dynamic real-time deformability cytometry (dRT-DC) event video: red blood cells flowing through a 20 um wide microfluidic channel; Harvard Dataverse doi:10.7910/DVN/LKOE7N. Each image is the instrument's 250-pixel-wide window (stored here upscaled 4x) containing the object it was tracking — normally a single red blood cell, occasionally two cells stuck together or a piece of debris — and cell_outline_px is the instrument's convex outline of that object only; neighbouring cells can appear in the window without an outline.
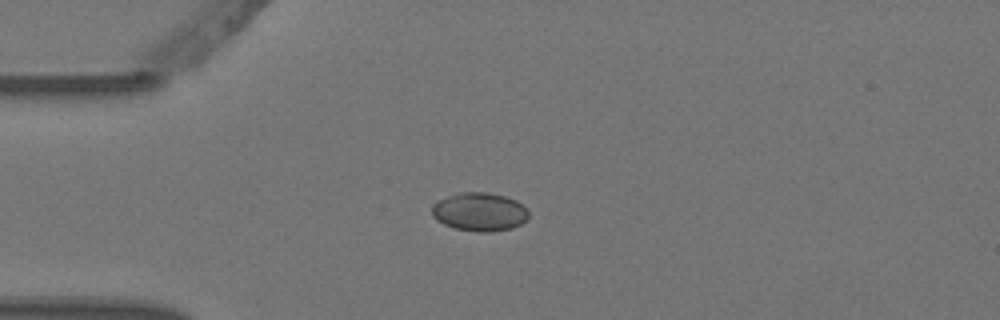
{"species": "Egyptian fruit bat (a non-hibernating species)", "species_latin": "Rousettus aegyptiacus", "temperature_condition": "warm", "stored_images_in_passage": 2, "camera_frame_rate_fps": 3000, "um_per_image_px": 0.085, "animal": {"sex": "female"}, "frame": {"image": 1, "passage_image": 1, "time_ms": 0.0, "image_size_px": [1000, 320], "cell_outline_px": [[528, 216], [520, 224], [512, 228], [488, 232], [480, 232], [456, 228], [444, 224], [436, 220], [432, 216], [432, 204], [448, 196], [460, 192], [488, 192], [504, 196], [516, 200], [528, 208]], "centroid_in_image_um": [40.76, 18.0], "position_along_channel_um": 44.2, "area_um2": 21.62}}